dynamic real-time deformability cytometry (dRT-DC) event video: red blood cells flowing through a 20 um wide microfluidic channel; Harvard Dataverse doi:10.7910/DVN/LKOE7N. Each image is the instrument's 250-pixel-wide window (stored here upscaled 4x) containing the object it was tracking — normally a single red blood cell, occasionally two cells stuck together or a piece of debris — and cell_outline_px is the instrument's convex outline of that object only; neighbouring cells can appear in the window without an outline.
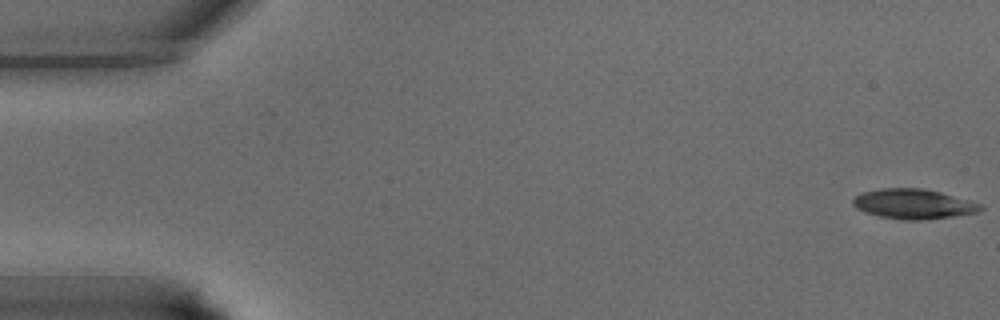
{"species": "common noctule bat (a hibernating species)", "species_latin": "Nyctalus noctula", "temperature_condition": "warm", "stored_images_in_passage": 38, "camera_frame_rate_fps": 3000, "um_per_image_px": 0.085, "animal": {"sex": "male", "body_mass_g": 15.6}, "frame": {"image": 1, "passage_image": 1, "time_ms": 0.0, "image_size_px": [1000, 320], "cell_outline_px": [[984, 208], [976, 212], [952, 216], [924, 220], [908, 220], [880, 216], [864, 212], [856, 208], [852, 204], [852, 200], [860, 192], [880, 188], [924, 188], [940, 192], [984, 204]], "centroid_in_image_um": [77.63, 17.32], "position_along_channel_um": 7.4, "area_um2": 22.25}}
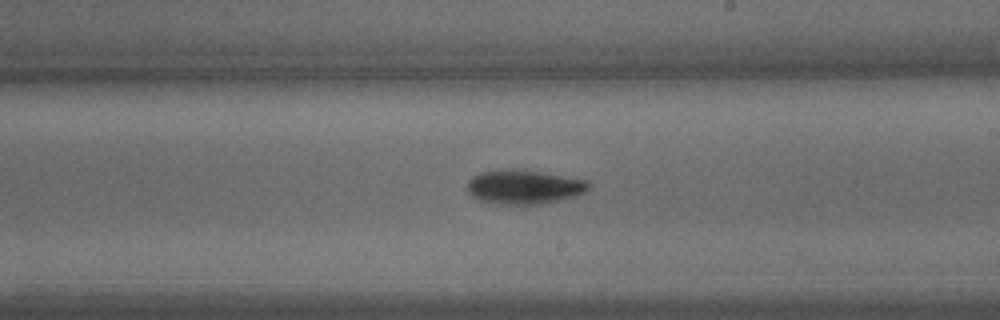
{"frame": {"image": 2, "passage_image": 22, "time_ms": 7.0, "image_size_px": [1000, 320], "cell_outline_px": [[592, 184], [584, 192], [576, 196], [560, 200], [540, 204], [500, 204], [480, 200], [472, 196], [468, 192], [468, 180], [472, 176], [480, 172], [508, 168], [520, 168], [588, 180]], "centroid_in_image_um": [44.55, 15.87], "position_along_channel_um": 244.4, "area_um2": 24.45}}
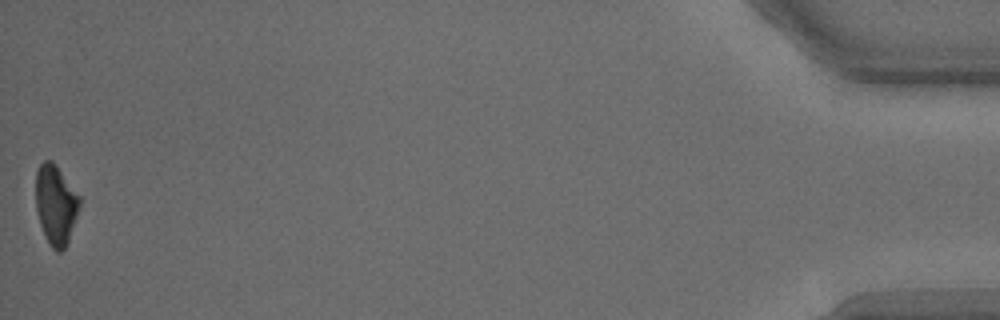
{"frame": {"image": 3, "passage_image": 38, "time_ms": 12.333, "image_size_px": [1000, 320], "cell_outline_px": [[80, 204], [68, 244], [60, 252], [56, 252], [52, 248], [40, 224], [36, 208], [36, 172], [40, 164], [44, 160], [52, 160], [80, 196]], "centroid_in_image_um": [4.74, 17.39], "position_along_channel_um": 430.5, "area_um2": 20.17}}